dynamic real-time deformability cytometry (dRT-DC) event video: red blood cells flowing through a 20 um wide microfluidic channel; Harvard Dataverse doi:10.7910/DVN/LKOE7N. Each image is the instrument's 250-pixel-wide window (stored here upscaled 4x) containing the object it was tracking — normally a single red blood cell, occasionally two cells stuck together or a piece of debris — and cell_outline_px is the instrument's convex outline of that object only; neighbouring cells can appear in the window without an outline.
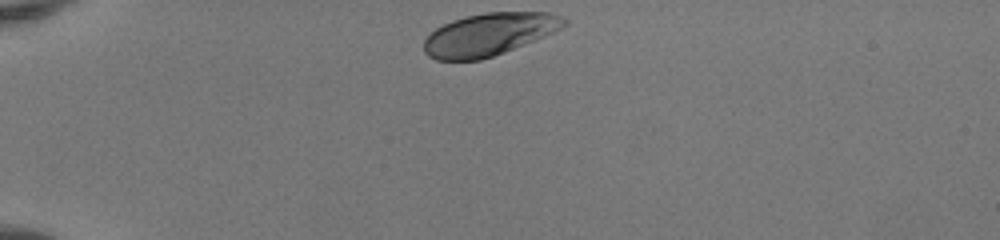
{"species": "human", "species_latin": "Homo sapiens", "temperature_condition": "room temperature", "stored_images_in_passage": 33, "camera_frame_rate_fps": 3000, "um_per_image_px": 0.085, "donor": {"sex": "female"}, "frame": {"image": 1, "passage_image": 1, "time_ms": 0.0, "image_size_px": [1000, 240], "cell_outline_px": [[568, 24], [544, 36], [492, 56], [480, 60], [436, 60], [428, 56], [424, 52], [424, 40], [436, 28], [452, 20], [484, 12], [548, 12], [564, 16], [568, 20]], "centroid_in_image_um": [41.57, 2.91], "position_along_channel_um": 43.4, "area_um2": 34.39}}
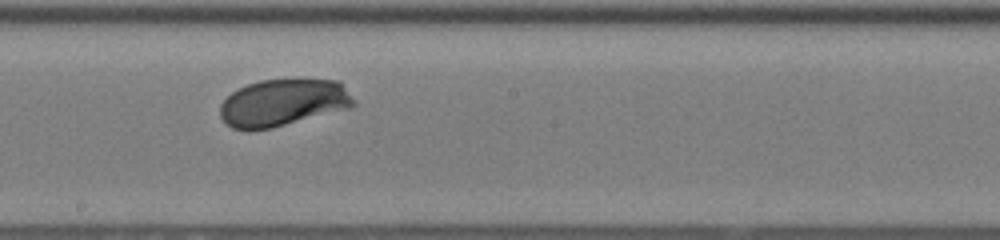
{"frame": {"image": 2, "passage_image": 18, "time_ms": 5.667, "image_size_px": [1000, 240], "cell_outline_px": [[356, 104], [348, 108], [272, 128], [232, 128], [220, 116], [220, 104], [232, 92], [248, 84], [260, 80], [296, 76], [300, 76], [340, 80], [356, 100]], "centroid_in_image_um": [24.14, 8.64], "position_along_channel_um": 224.1, "area_um2": 37.28}}
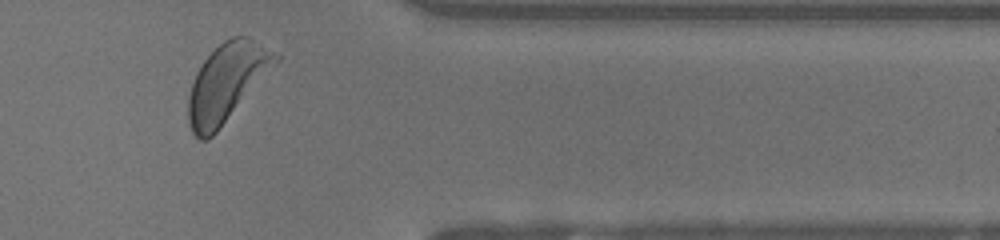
{"frame": {"image": 3, "passage_image": 31, "time_ms": 10.0, "image_size_px": [1000, 240], "cell_outline_px": [[280, 60], [216, 132], [208, 140], [200, 140], [192, 132], [188, 124], [188, 96], [196, 72], [204, 60], [224, 40], [232, 36], [248, 36], [280, 56]], "centroid_in_image_um": [19.25, 7.02], "position_along_channel_um": 392.1, "area_um2": 39.02}, "authors_computed_cell_mechanics": {"area_um2": 36.9342, "velocity_mm_per_s": 4.0773, "shape_relaxation_time_tau1_ms": 1.4823, "shape_relaxation_time_tau2_ms": null, "deformation_change_tau1": 0.1071, "deformation_change_tau2": null}}